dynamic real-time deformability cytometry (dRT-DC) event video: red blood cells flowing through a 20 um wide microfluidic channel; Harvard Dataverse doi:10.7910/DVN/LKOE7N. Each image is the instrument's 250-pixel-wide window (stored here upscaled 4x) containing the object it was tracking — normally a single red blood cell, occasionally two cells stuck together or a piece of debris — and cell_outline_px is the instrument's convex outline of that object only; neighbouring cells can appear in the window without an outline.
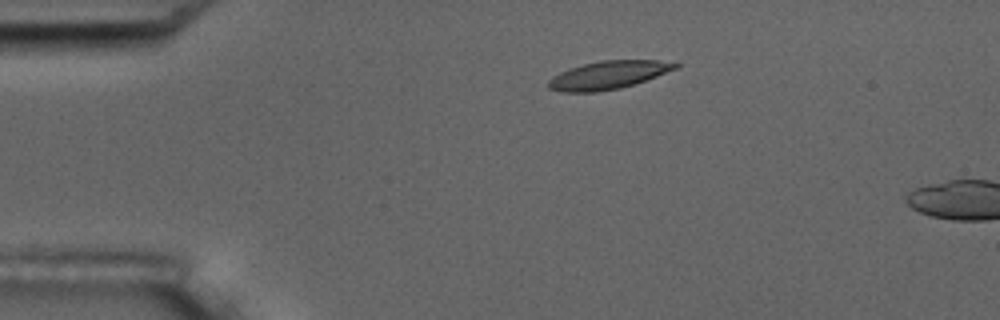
{"species": "common noctule bat (a hibernating species)", "species_latin": "Nyctalus noctula", "temperature_condition": "room temperature", "stored_images_in_passage": 2, "camera_frame_rate_fps": 3000, "um_per_image_px": 0.085, "animal": {"sex": "male", "body_mass_g": 17.5, "forearm_length_mm": 52.3}, "frame": {"image": 1, "passage_image": 1, "time_ms": 0.0, "image_size_px": [1000, 320], "cell_outline_px": [[680, 64], [676, 68], [656, 76], [620, 88], [596, 92], [564, 92], [548, 88], [548, 80], [552, 76], [568, 68], [600, 60], [656, 60]], "centroid_in_image_um": [51.63, 6.38], "position_along_channel_um": 33.4, "area_um2": 20.52}}